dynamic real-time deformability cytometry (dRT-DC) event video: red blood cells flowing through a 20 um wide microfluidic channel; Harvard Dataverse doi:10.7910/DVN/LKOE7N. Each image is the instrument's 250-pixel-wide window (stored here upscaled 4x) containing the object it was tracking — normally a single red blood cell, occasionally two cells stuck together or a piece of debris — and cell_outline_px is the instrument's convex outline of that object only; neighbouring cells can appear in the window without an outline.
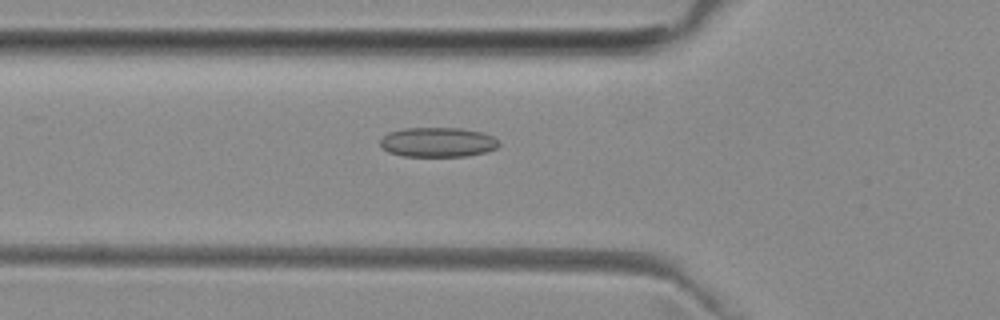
{"species": "common noctule bat (a hibernating species)", "species_latin": "Nyctalus noctula", "temperature_condition": "room temperature", "stored_images_in_passage": 47, "camera_frame_rate_fps": 3000, "um_per_image_px": 0.085, "animal": {"sex": "female", "body_mass_g": 29.2, "forearm_length_mm": 56.3}, "frame": {"image": 1, "passage_image": 18, "time_ms": 5.667, "image_size_px": [1000, 320], "cell_outline_px": [[500, 144], [496, 148], [488, 152], [468, 156], [404, 156], [388, 152], [380, 144], [380, 140], [388, 132], [404, 128], [460, 128], [484, 132], [500, 140]], "centroid_in_image_um": [37.26, 12.08], "position_along_channel_um": 88.5, "area_um2": 20.69}}
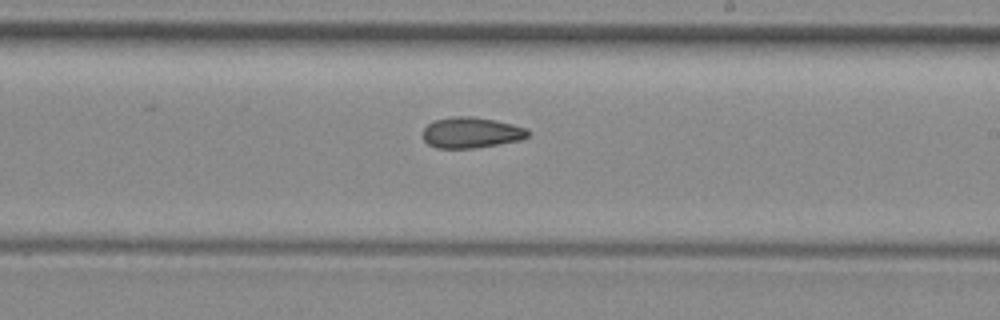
{"frame": {"image": 2, "passage_image": 30, "time_ms": 9.667, "image_size_px": [1000, 320], "cell_outline_px": [[528, 136], [520, 140], [472, 148], [436, 148], [428, 144], [424, 140], [424, 128], [428, 124], [436, 120], [452, 116], [472, 116], [496, 120], [528, 128]], "centroid_in_image_um": [40.05, 11.26], "position_along_channel_um": 249.0, "area_um2": 18.73}}
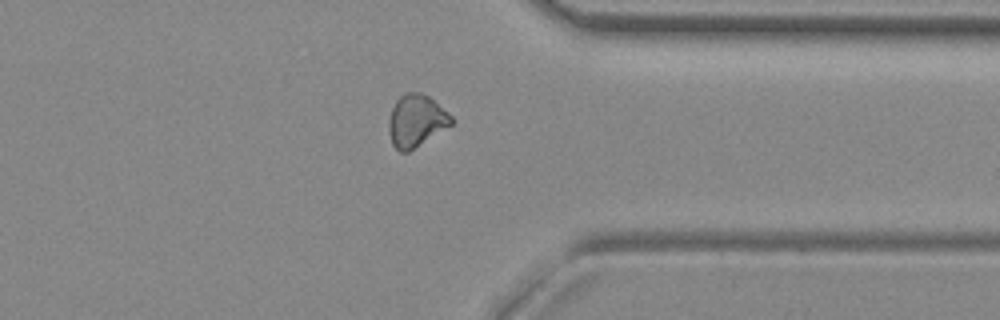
{"frame": {"image": 3, "passage_image": 40, "time_ms": 13.0, "image_size_px": [1000, 320], "cell_outline_px": [[456, 120], [452, 124], [408, 152], [400, 152], [392, 144], [388, 132], [388, 120], [392, 108], [396, 100], [404, 92], [420, 92], [428, 96], [448, 112]], "centroid_in_image_um": [35.36, 10.26], "position_along_channel_um": 376.0, "area_um2": 19.07}, "authors_computed_cell_mechanics": {"area_um2": 19.2474, "velocity_mm_per_s": 3.9984, "shape_relaxation_time_tau1_ms": null, "shape_relaxation_time_tau2_ms": 3.9793, "deformation_change_tau1": null, "deformation_change_tau2": 0.0981}}